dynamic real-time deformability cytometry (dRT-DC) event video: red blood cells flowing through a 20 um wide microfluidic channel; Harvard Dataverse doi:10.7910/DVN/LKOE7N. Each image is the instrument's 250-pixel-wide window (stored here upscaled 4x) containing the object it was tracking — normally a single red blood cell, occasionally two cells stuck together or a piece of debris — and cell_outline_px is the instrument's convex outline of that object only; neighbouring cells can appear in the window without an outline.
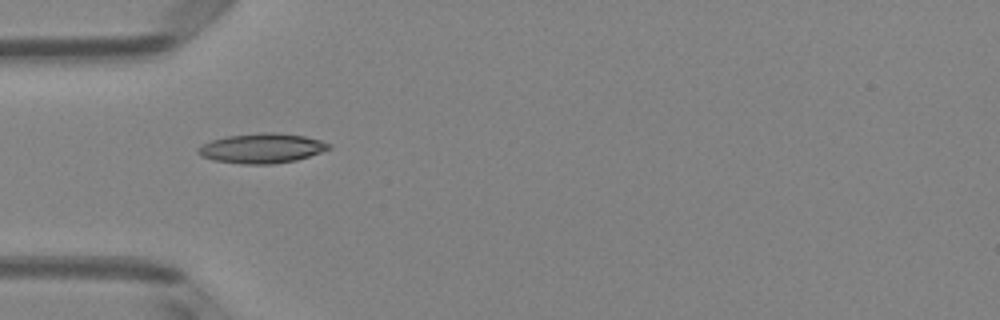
{"species": "Egyptian fruit bat (a non-hibernating species)", "species_latin": "Rousettus aegyptiacus", "temperature_condition": "room temperature", "stored_images_in_passage": 6, "camera_frame_rate_fps": 3000, "um_per_image_px": 0.085, "animal": {"sex": "female"}, "frame": {"image": 1, "passage_image": 4, "time_ms": 1.0, "image_size_px": [1000, 320], "cell_outline_px": [[332, 148], [296, 160], [272, 164], [240, 164], [212, 160], [200, 156], [196, 152], [196, 148], [212, 140], [224, 136], [264, 132], [276, 132], [304, 136], [320, 140], [332, 144]], "centroid_in_image_um": [22.23, 12.6], "position_along_channel_um": 62.8, "area_um2": 22.83}}
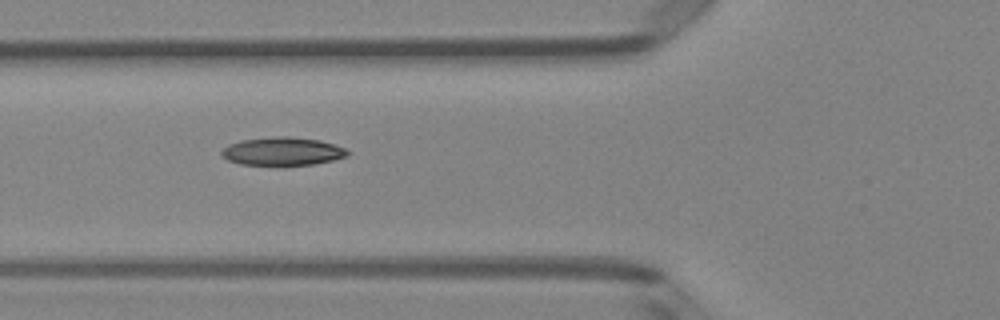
{"frame": {"image": 2, "passage_image": 5, "time_ms": 1.333, "image_size_px": [1000, 320], "cell_outline_px": [[352, 152], [348, 156], [316, 164], [276, 168], [240, 164], [228, 160], [220, 156], [220, 152], [228, 144], [240, 140], [280, 136], [288, 136], [320, 140], [344, 148]], "centroid_in_image_um": [23.99, 12.91], "position_along_channel_um": 101.8, "area_um2": 21.62}}
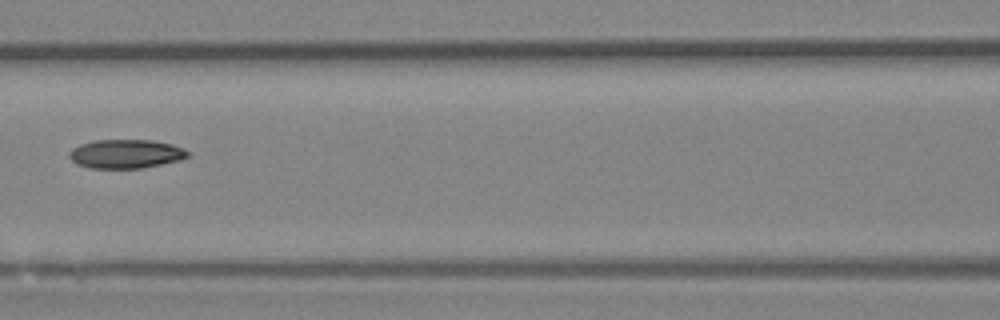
{"frame": {"image": 3, "passage_image": 6, "time_ms": 1.667, "image_size_px": [1000, 320], "cell_outline_px": [[188, 156], [180, 160], [140, 168], [92, 168], [76, 164], [68, 156], [68, 152], [72, 148], [80, 144], [96, 140], [152, 140], [172, 144], [184, 148], [188, 152]], "centroid_in_image_um": [10.67, 13.07], "position_along_channel_um": 155.9, "area_um2": 19.88}}